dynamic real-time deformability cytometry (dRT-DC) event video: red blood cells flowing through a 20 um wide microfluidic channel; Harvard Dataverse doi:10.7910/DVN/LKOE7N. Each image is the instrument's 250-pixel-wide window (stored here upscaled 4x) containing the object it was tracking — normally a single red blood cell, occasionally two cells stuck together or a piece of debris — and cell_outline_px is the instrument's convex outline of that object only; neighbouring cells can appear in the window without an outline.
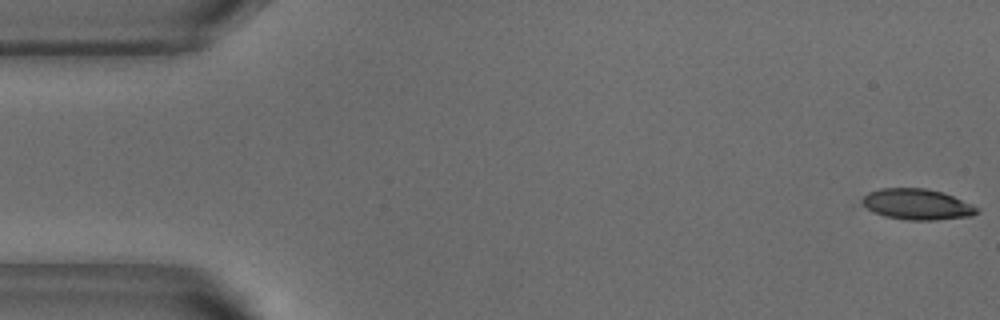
{"species": "common noctule bat (a hibernating species)", "species_latin": "Nyctalus noctula", "temperature_condition": "warm", "stored_images_in_passage": 52, "camera_frame_rate_fps": 3000, "um_per_image_px": 0.085, "animal": {"sex": "male", "body_mass_g": 18.8}, "frame": {"image": 1, "passage_image": 1, "time_ms": 0.0, "image_size_px": [1000, 320], "cell_outline_px": [[980, 212], [972, 216], [932, 220], [908, 220], [884, 216], [872, 212], [860, 204], [860, 200], [868, 192], [880, 188], [924, 188], [944, 192], [972, 204], [980, 208]], "centroid_in_image_um": [77.94, 17.36], "position_along_channel_um": 7.1, "area_um2": 20.92}}
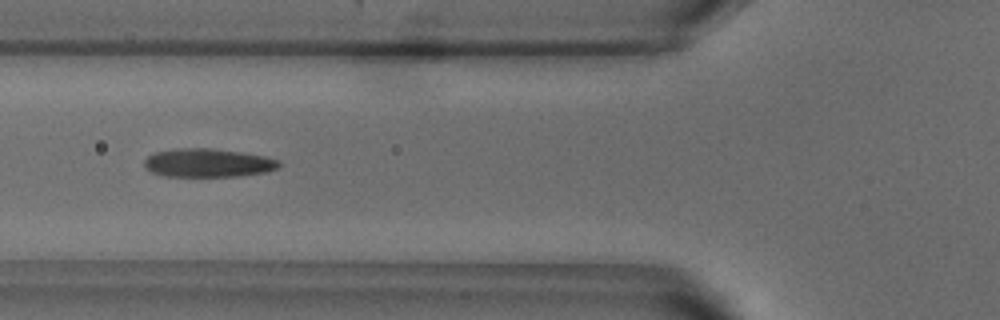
{"frame": {"image": 2, "passage_image": 19, "time_ms": 6.0, "image_size_px": [1000, 320], "cell_outline_px": [[280, 168], [268, 172], [236, 176], [164, 176], [152, 172], [144, 168], [144, 160], [152, 152], [176, 148], [212, 148], [240, 152], [264, 156], [280, 160]], "centroid_in_image_um": [17.67, 13.84], "position_along_channel_um": 108.1, "area_um2": 22.6}}
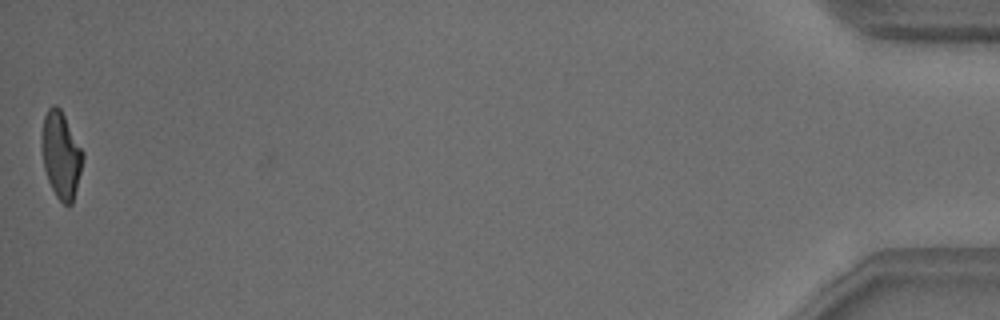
{"frame": {"image": 3, "passage_image": 52, "time_ms": 17.0, "image_size_px": [1000, 320], "cell_outline_px": [[84, 156], [72, 204], [68, 208], [56, 196], [48, 180], [44, 168], [40, 144], [40, 132], [44, 116], [48, 108], [52, 104], [56, 104], [60, 108], [84, 152]], "centroid_in_image_um": [5.16, 13.14], "position_along_channel_um": 430.0, "area_um2": 20.98}, "authors_computed_cell_mechanics": {"area_um2": 22.0507, "velocity_mm_per_s": 3.8419, "shape_relaxation_time_tau1_ms": 3.711, "shape_relaxation_time_tau2_ms": 1.7673, "deformation_change_tau1": 0.1839, "deformation_change_tau2": 0.1001}}